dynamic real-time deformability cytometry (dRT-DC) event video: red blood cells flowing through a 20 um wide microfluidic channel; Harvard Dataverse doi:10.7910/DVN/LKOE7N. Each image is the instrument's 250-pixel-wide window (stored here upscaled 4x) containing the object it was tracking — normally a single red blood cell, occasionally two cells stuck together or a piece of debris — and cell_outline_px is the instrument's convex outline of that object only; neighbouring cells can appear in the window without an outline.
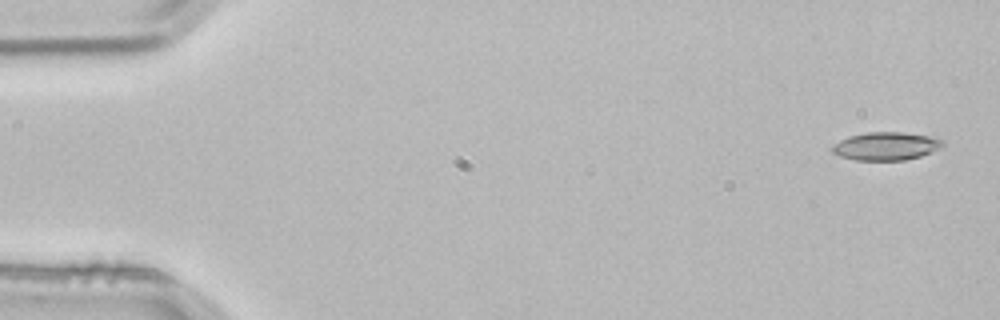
{"species": "common noctule bat (a hibernating species)", "species_latin": "Nyctalus noctula", "temperature_condition": "room temperature", "stored_images_in_passage": 3, "camera_frame_rate_fps": 3000, "um_per_image_px": 0.085, "animal": {"sex": "male", "body_mass_g": 21.5, "forearm_length_mm": 52.0}, "frame": {"image": 1, "passage_image": 1, "time_ms": 0.0, "image_size_px": [1000, 320], "cell_outline_px": [[944, 144], [932, 152], [920, 156], [904, 160], [856, 160], [840, 156], [832, 152], [832, 144], [848, 136], [868, 132], [904, 132], [936, 136], [944, 140]], "centroid_in_image_um": [75.34, 12.4], "position_along_channel_um": 9.7, "area_um2": 18.26}}